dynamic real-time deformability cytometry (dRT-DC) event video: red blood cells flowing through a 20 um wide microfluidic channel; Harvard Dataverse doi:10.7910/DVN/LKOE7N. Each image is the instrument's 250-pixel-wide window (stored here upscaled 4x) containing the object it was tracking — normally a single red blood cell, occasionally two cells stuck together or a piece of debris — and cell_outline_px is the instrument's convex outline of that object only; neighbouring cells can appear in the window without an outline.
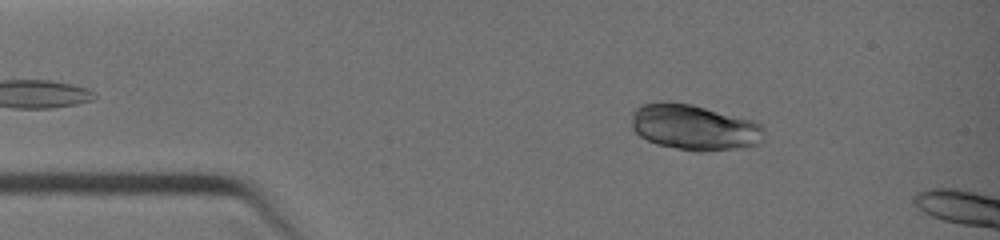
{"species": "common noctule bat (a hibernating species)", "species_latin": "Nyctalus noctula", "temperature_condition": "warm", "stored_images_in_passage": 50, "camera_frame_rate_fps": 3000, "um_per_image_px": 0.085, "animal": {"sex": "female", "body_mass_g": 19.0, "forearm_length_mm": 51.5}, "frame": {"image": 1, "passage_image": 5, "time_ms": 1.0, "image_size_px": [1000, 240], "cell_outline_px": [[764, 140], [760, 144], [736, 148], [700, 152], [696, 152], [656, 144], [640, 136], [632, 128], [632, 112], [640, 104], [664, 100], [692, 104], [752, 120], [760, 124], [764, 128]], "centroid_in_image_um": [59.0, 10.81], "position_along_channel_um": 26.0, "area_um2": 35.6}}